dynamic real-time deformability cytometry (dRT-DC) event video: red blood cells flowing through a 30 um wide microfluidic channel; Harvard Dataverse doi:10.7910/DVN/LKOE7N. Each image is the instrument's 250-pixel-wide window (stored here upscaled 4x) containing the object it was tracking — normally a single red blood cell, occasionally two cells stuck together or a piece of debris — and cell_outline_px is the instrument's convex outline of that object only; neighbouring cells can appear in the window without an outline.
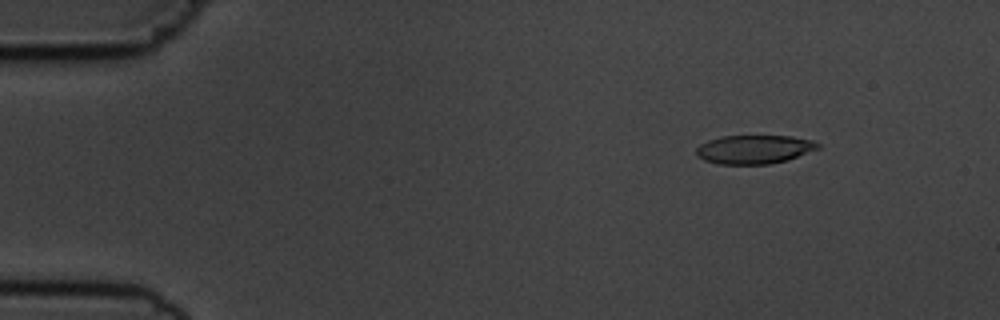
{"species": "common noctule bat (a hibernating species)", "species_latin": "Nyctalus noctula", "temperature_condition": "cold", "stored_images_in_passage": 7, "camera_frame_rate_fps": 3000, "um_per_image_px": 0.085, "animal": {"sex": "male", "body_mass_g": 19.5, "forearm_length_mm": 54.6}, "frame": {"image": 1, "passage_image": 2, "time_ms": 1.333, "image_size_px": [1000, 320], "cell_outline_px": [[820, 148], [788, 160], [768, 164], [720, 164], [704, 160], [696, 156], [696, 148], [700, 144], [708, 140], [724, 136], [792, 136], [812, 140], [820, 144]], "centroid_in_image_um": [64.11, 12.7], "position_along_channel_um": 20.9, "area_um2": 20.4}}
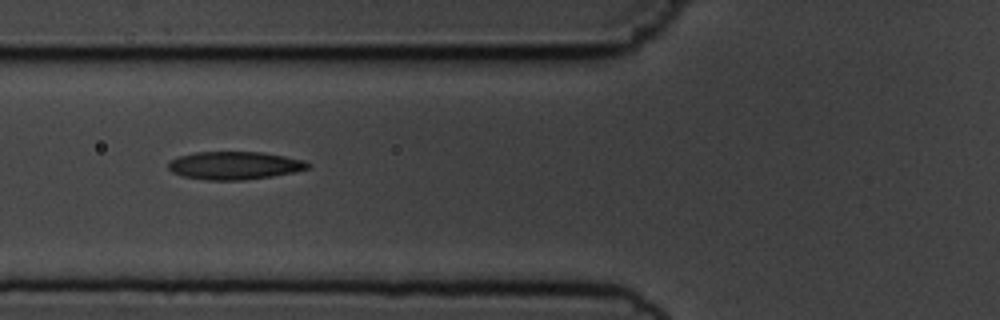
{"frame": {"image": 2, "passage_image": 6, "time_ms": 6.0, "image_size_px": [1000, 320], "cell_outline_px": [[312, 164], [308, 168], [292, 172], [272, 176], [244, 180], [204, 180], [180, 176], [172, 172], [168, 168], [168, 164], [172, 160], [180, 156], [196, 152], [264, 152], [304, 160]], "centroid_in_image_um": [19.92, 14.07], "position_along_channel_um": 105.9, "area_um2": 22.72}}
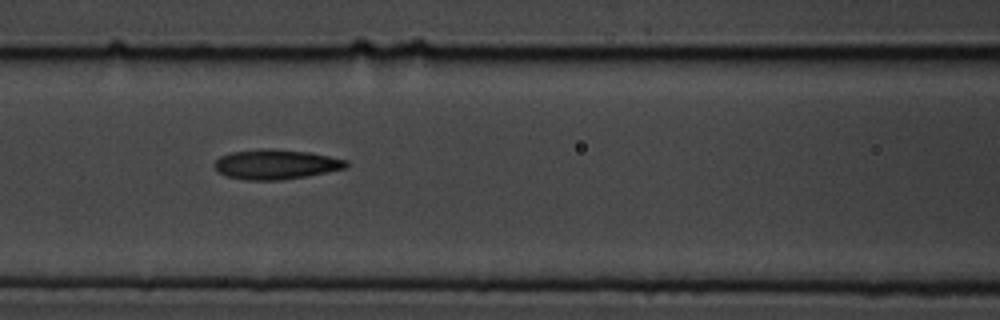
{"frame": {"image": 3, "passage_image": 7, "time_ms": 7.0, "image_size_px": [1000, 320], "cell_outline_px": [[348, 164], [344, 168], [308, 176], [280, 180], [248, 180], [228, 176], [220, 172], [212, 164], [220, 156], [232, 152], [260, 148], [272, 148], [308, 152], [348, 160]], "centroid_in_image_um": [23.44, 13.96], "position_along_channel_um": 143.2, "area_um2": 22.77}}